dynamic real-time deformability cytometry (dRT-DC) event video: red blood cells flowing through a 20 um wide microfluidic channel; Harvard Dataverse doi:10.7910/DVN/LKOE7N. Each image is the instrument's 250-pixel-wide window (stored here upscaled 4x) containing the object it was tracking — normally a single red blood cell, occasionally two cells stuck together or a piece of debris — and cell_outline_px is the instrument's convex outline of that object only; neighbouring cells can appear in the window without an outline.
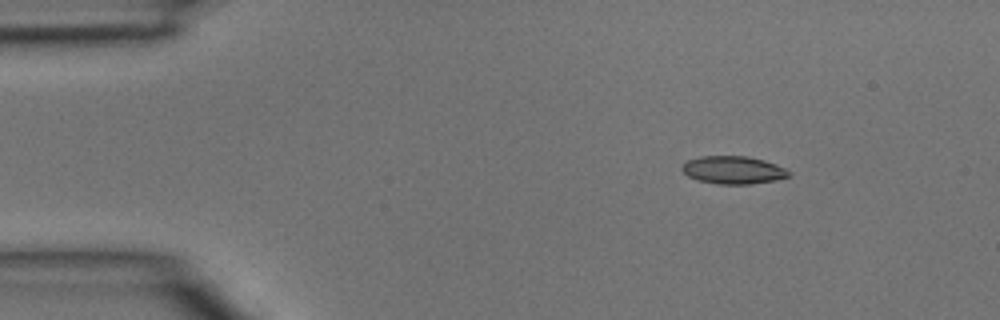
{"species": "common noctule bat (a hibernating species)", "species_latin": "Nyctalus noctula", "temperature_condition": "room temperature", "stored_images_in_passage": 40, "camera_frame_rate_fps": 3000, "um_per_image_px": 0.085, "animal": {"sex": "male", "body_mass_g": 15.6}, "frame": {"image": 1, "passage_image": 1, "time_ms": 0.0, "image_size_px": [1000, 320], "cell_outline_px": [[792, 172], [788, 176], [776, 180], [752, 184], [716, 184], [696, 180], [688, 176], [680, 168], [680, 164], [688, 160], [700, 156], [748, 156], [764, 160], [776, 164]], "centroid_in_image_um": [62.29, 14.45], "position_along_channel_um": 22.7, "area_um2": 17.51}}
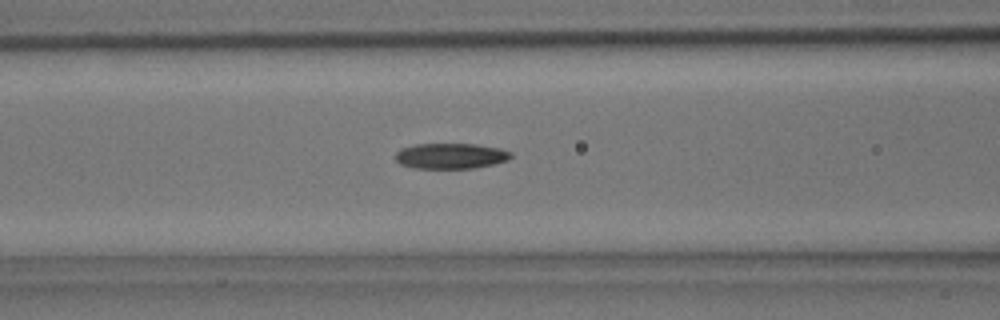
{"frame": {"image": 2, "passage_image": 13, "time_ms": 4.0, "image_size_px": [1000, 320], "cell_outline_px": [[512, 156], [508, 160], [496, 164], [476, 168], [412, 168], [400, 164], [396, 160], [396, 152], [400, 148], [416, 144], [476, 144], [500, 148], [512, 152]], "centroid_in_image_um": [38.33, 13.26], "position_along_channel_um": 128.3, "area_um2": 17.4}}
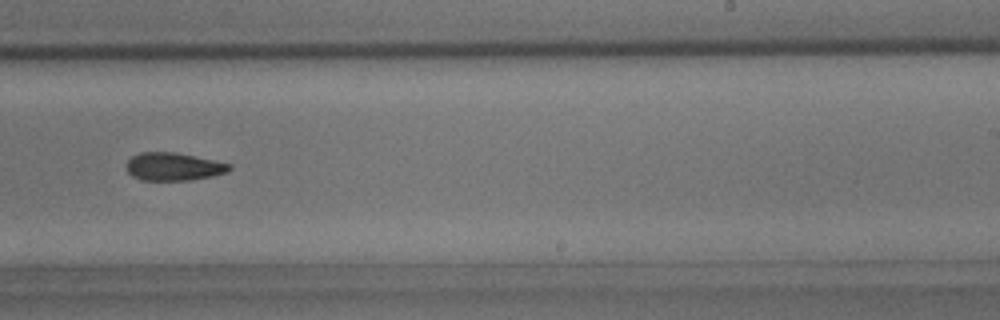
{"frame": {"image": 3, "passage_image": 23, "time_ms": 7.333, "image_size_px": [1000, 320], "cell_outline_px": [[232, 168], [228, 172], [212, 176], [188, 180], [140, 180], [132, 176], [128, 172], [128, 160], [132, 156], [140, 152], [176, 152], [232, 164]], "centroid_in_image_um": [14.77, 14.16], "position_along_channel_um": 274.2, "area_um2": 16.7}}